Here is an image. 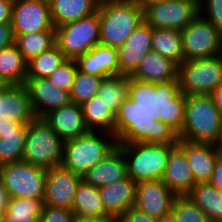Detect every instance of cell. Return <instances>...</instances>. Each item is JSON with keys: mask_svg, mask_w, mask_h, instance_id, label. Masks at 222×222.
<instances>
[{"mask_svg": "<svg viewBox=\"0 0 222 222\" xmlns=\"http://www.w3.org/2000/svg\"><path fill=\"white\" fill-rule=\"evenodd\" d=\"M71 211L74 215L111 217L103 206L98 187L81 180L73 200Z\"/></svg>", "mask_w": 222, "mask_h": 222, "instance_id": "27", "label": "cell"}, {"mask_svg": "<svg viewBox=\"0 0 222 222\" xmlns=\"http://www.w3.org/2000/svg\"><path fill=\"white\" fill-rule=\"evenodd\" d=\"M152 51L175 62L177 65L184 60L182 50V34L179 30L152 28Z\"/></svg>", "mask_w": 222, "mask_h": 222, "instance_id": "30", "label": "cell"}, {"mask_svg": "<svg viewBox=\"0 0 222 222\" xmlns=\"http://www.w3.org/2000/svg\"><path fill=\"white\" fill-rule=\"evenodd\" d=\"M11 26L14 36L55 29L48 0H13Z\"/></svg>", "mask_w": 222, "mask_h": 222, "instance_id": "13", "label": "cell"}, {"mask_svg": "<svg viewBox=\"0 0 222 222\" xmlns=\"http://www.w3.org/2000/svg\"><path fill=\"white\" fill-rule=\"evenodd\" d=\"M177 146L185 153L196 184L209 182L217 156L222 146L214 143L188 142L180 140Z\"/></svg>", "mask_w": 222, "mask_h": 222, "instance_id": "18", "label": "cell"}, {"mask_svg": "<svg viewBox=\"0 0 222 222\" xmlns=\"http://www.w3.org/2000/svg\"><path fill=\"white\" fill-rule=\"evenodd\" d=\"M86 127L92 131L114 134L115 114L97 95L81 104Z\"/></svg>", "mask_w": 222, "mask_h": 222, "instance_id": "28", "label": "cell"}, {"mask_svg": "<svg viewBox=\"0 0 222 222\" xmlns=\"http://www.w3.org/2000/svg\"><path fill=\"white\" fill-rule=\"evenodd\" d=\"M117 146L114 134L92 131L63 143L62 166L81 177Z\"/></svg>", "mask_w": 222, "mask_h": 222, "instance_id": "5", "label": "cell"}, {"mask_svg": "<svg viewBox=\"0 0 222 222\" xmlns=\"http://www.w3.org/2000/svg\"><path fill=\"white\" fill-rule=\"evenodd\" d=\"M211 99L214 101L215 106L222 115V84L214 89L210 94Z\"/></svg>", "mask_w": 222, "mask_h": 222, "instance_id": "47", "label": "cell"}, {"mask_svg": "<svg viewBox=\"0 0 222 222\" xmlns=\"http://www.w3.org/2000/svg\"><path fill=\"white\" fill-rule=\"evenodd\" d=\"M118 219L114 217H93L74 215L72 222H116Z\"/></svg>", "mask_w": 222, "mask_h": 222, "instance_id": "46", "label": "cell"}, {"mask_svg": "<svg viewBox=\"0 0 222 222\" xmlns=\"http://www.w3.org/2000/svg\"><path fill=\"white\" fill-rule=\"evenodd\" d=\"M211 222H222V193L211 183H198L188 194Z\"/></svg>", "mask_w": 222, "mask_h": 222, "instance_id": "29", "label": "cell"}, {"mask_svg": "<svg viewBox=\"0 0 222 222\" xmlns=\"http://www.w3.org/2000/svg\"><path fill=\"white\" fill-rule=\"evenodd\" d=\"M120 222H157L158 218L149 216L135 207L127 210L119 219Z\"/></svg>", "mask_w": 222, "mask_h": 222, "instance_id": "42", "label": "cell"}, {"mask_svg": "<svg viewBox=\"0 0 222 222\" xmlns=\"http://www.w3.org/2000/svg\"><path fill=\"white\" fill-rule=\"evenodd\" d=\"M175 197L162 180L143 181L136 183L134 207L149 216L161 218L171 214Z\"/></svg>", "mask_w": 222, "mask_h": 222, "instance_id": "16", "label": "cell"}, {"mask_svg": "<svg viewBox=\"0 0 222 222\" xmlns=\"http://www.w3.org/2000/svg\"><path fill=\"white\" fill-rule=\"evenodd\" d=\"M15 43V36L11 23L0 24V50Z\"/></svg>", "mask_w": 222, "mask_h": 222, "instance_id": "43", "label": "cell"}, {"mask_svg": "<svg viewBox=\"0 0 222 222\" xmlns=\"http://www.w3.org/2000/svg\"><path fill=\"white\" fill-rule=\"evenodd\" d=\"M28 123H21L14 131L0 132V166L22 161Z\"/></svg>", "mask_w": 222, "mask_h": 222, "instance_id": "32", "label": "cell"}, {"mask_svg": "<svg viewBox=\"0 0 222 222\" xmlns=\"http://www.w3.org/2000/svg\"><path fill=\"white\" fill-rule=\"evenodd\" d=\"M21 123L7 119V121H0V132L14 131Z\"/></svg>", "mask_w": 222, "mask_h": 222, "instance_id": "49", "label": "cell"}, {"mask_svg": "<svg viewBox=\"0 0 222 222\" xmlns=\"http://www.w3.org/2000/svg\"><path fill=\"white\" fill-rule=\"evenodd\" d=\"M11 84L0 75V92L5 91Z\"/></svg>", "mask_w": 222, "mask_h": 222, "instance_id": "51", "label": "cell"}, {"mask_svg": "<svg viewBox=\"0 0 222 222\" xmlns=\"http://www.w3.org/2000/svg\"><path fill=\"white\" fill-rule=\"evenodd\" d=\"M63 143L44 118H34L28 123L22 161L45 169L61 166Z\"/></svg>", "mask_w": 222, "mask_h": 222, "instance_id": "7", "label": "cell"}, {"mask_svg": "<svg viewBox=\"0 0 222 222\" xmlns=\"http://www.w3.org/2000/svg\"><path fill=\"white\" fill-rule=\"evenodd\" d=\"M78 66L76 60H67L47 77L49 82L64 91L70 92Z\"/></svg>", "mask_w": 222, "mask_h": 222, "instance_id": "39", "label": "cell"}, {"mask_svg": "<svg viewBox=\"0 0 222 222\" xmlns=\"http://www.w3.org/2000/svg\"><path fill=\"white\" fill-rule=\"evenodd\" d=\"M27 89L35 118H43L51 110L71 103L70 92L57 88L45 78L26 77Z\"/></svg>", "mask_w": 222, "mask_h": 222, "instance_id": "15", "label": "cell"}, {"mask_svg": "<svg viewBox=\"0 0 222 222\" xmlns=\"http://www.w3.org/2000/svg\"><path fill=\"white\" fill-rule=\"evenodd\" d=\"M15 44L28 62L56 45V29L15 36Z\"/></svg>", "mask_w": 222, "mask_h": 222, "instance_id": "34", "label": "cell"}, {"mask_svg": "<svg viewBox=\"0 0 222 222\" xmlns=\"http://www.w3.org/2000/svg\"><path fill=\"white\" fill-rule=\"evenodd\" d=\"M97 96L116 115L128 98V76L116 75L103 78Z\"/></svg>", "mask_w": 222, "mask_h": 222, "instance_id": "35", "label": "cell"}, {"mask_svg": "<svg viewBox=\"0 0 222 222\" xmlns=\"http://www.w3.org/2000/svg\"><path fill=\"white\" fill-rule=\"evenodd\" d=\"M47 169L25 161L0 166V181L10 198L44 199Z\"/></svg>", "mask_w": 222, "mask_h": 222, "instance_id": "10", "label": "cell"}, {"mask_svg": "<svg viewBox=\"0 0 222 222\" xmlns=\"http://www.w3.org/2000/svg\"><path fill=\"white\" fill-rule=\"evenodd\" d=\"M0 222H4L3 218H2V215H0Z\"/></svg>", "mask_w": 222, "mask_h": 222, "instance_id": "55", "label": "cell"}, {"mask_svg": "<svg viewBox=\"0 0 222 222\" xmlns=\"http://www.w3.org/2000/svg\"><path fill=\"white\" fill-rule=\"evenodd\" d=\"M178 136L188 142L222 146V115L210 95H185L184 124Z\"/></svg>", "mask_w": 222, "mask_h": 222, "instance_id": "3", "label": "cell"}, {"mask_svg": "<svg viewBox=\"0 0 222 222\" xmlns=\"http://www.w3.org/2000/svg\"><path fill=\"white\" fill-rule=\"evenodd\" d=\"M128 97L140 109L149 110L156 121H162L178 134L184 124L185 94L181 92L179 81L151 83L128 76Z\"/></svg>", "mask_w": 222, "mask_h": 222, "instance_id": "1", "label": "cell"}, {"mask_svg": "<svg viewBox=\"0 0 222 222\" xmlns=\"http://www.w3.org/2000/svg\"><path fill=\"white\" fill-rule=\"evenodd\" d=\"M193 3L198 9L205 3L206 0H186Z\"/></svg>", "mask_w": 222, "mask_h": 222, "instance_id": "53", "label": "cell"}, {"mask_svg": "<svg viewBox=\"0 0 222 222\" xmlns=\"http://www.w3.org/2000/svg\"><path fill=\"white\" fill-rule=\"evenodd\" d=\"M78 70L95 77L120 75L118 48L96 45L76 59Z\"/></svg>", "mask_w": 222, "mask_h": 222, "instance_id": "20", "label": "cell"}, {"mask_svg": "<svg viewBox=\"0 0 222 222\" xmlns=\"http://www.w3.org/2000/svg\"><path fill=\"white\" fill-rule=\"evenodd\" d=\"M209 183L222 193V152L216 158L213 174L211 175Z\"/></svg>", "mask_w": 222, "mask_h": 222, "instance_id": "44", "label": "cell"}, {"mask_svg": "<svg viewBox=\"0 0 222 222\" xmlns=\"http://www.w3.org/2000/svg\"><path fill=\"white\" fill-rule=\"evenodd\" d=\"M143 12L144 21L152 28L182 31L199 14V9L186 0H165Z\"/></svg>", "mask_w": 222, "mask_h": 222, "instance_id": "12", "label": "cell"}, {"mask_svg": "<svg viewBox=\"0 0 222 222\" xmlns=\"http://www.w3.org/2000/svg\"><path fill=\"white\" fill-rule=\"evenodd\" d=\"M219 56L222 59V35H221V43H220V52H219Z\"/></svg>", "mask_w": 222, "mask_h": 222, "instance_id": "54", "label": "cell"}, {"mask_svg": "<svg viewBox=\"0 0 222 222\" xmlns=\"http://www.w3.org/2000/svg\"><path fill=\"white\" fill-rule=\"evenodd\" d=\"M82 177L61 166L47 169L44 205L71 210Z\"/></svg>", "mask_w": 222, "mask_h": 222, "instance_id": "14", "label": "cell"}, {"mask_svg": "<svg viewBox=\"0 0 222 222\" xmlns=\"http://www.w3.org/2000/svg\"><path fill=\"white\" fill-rule=\"evenodd\" d=\"M54 27L74 22L97 12L100 0H48Z\"/></svg>", "mask_w": 222, "mask_h": 222, "instance_id": "26", "label": "cell"}, {"mask_svg": "<svg viewBox=\"0 0 222 222\" xmlns=\"http://www.w3.org/2000/svg\"><path fill=\"white\" fill-rule=\"evenodd\" d=\"M74 213L68 209L43 207L39 222H72Z\"/></svg>", "mask_w": 222, "mask_h": 222, "instance_id": "41", "label": "cell"}, {"mask_svg": "<svg viewBox=\"0 0 222 222\" xmlns=\"http://www.w3.org/2000/svg\"><path fill=\"white\" fill-rule=\"evenodd\" d=\"M44 207V199L10 198L5 213L4 222H39Z\"/></svg>", "mask_w": 222, "mask_h": 222, "instance_id": "33", "label": "cell"}, {"mask_svg": "<svg viewBox=\"0 0 222 222\" xmlns=\"http://www.w3.org/2000/svg\"><path fill=\"white\" fill-rule=\"evenodd\" d=\"M178 81L185 95H209L222 84V59L217 55L183 60L178 65Z\"/></svg>", "mask_w": 222, "mask_h": 222, "instance_id": "9", "label": "cell"}, {"mask_svg": "<svg viewBox=\"0 0 222 222\" xmlns=\"http://www.w3.org/2000/svg\"><path fill=\"white\" fill-rule=\"evenodd\" d=\"M127 164V175L136 183L162 180L170 151L177 144L117 143Z\"/></svg>", "mask_w": 222, "mask_h": 222, "instance_id": "6", "label": "cell"}, {"mask_svg": "<svg viewBox=\"0 0 222 222\" xmlns=\"http://www.w3.org/2000/svg\"><path fill=\"white\" fill-rule=\"evenodd\" d=\"M157 222H177L176 218L171 214L158 218Z\"/></svg>", "mask_w": 222, "mask_h": 222, "instance_id": "52", "label": "cell"}, {"mask_svg": "<svg viewBox=\"0 0 222 222\" xmlns=\"http://www.w3.org/2000/svg\"><path fill=\"white\" fill-rule=\"evenodd\" d=\"M127 164L121 148L117 145L101 162L89 169L82 180L94 187H103L126 178Z\"/></svg>", "mask_w": 222, "mask_h": 222, "instance_id": "22", "label": "cell"}, {"mask_svg": "<svg viewBox=\"0 0 222 222\" xmlns=\"http://www.w3.org/2000/svg\"><path fill=\"white\" fill-rule=\"evenodd\" d=\"M13 0H0V24L11 23Z\"/></svg>", "mask_w": 222, "mask_h": 222, "instance_id": "45", "label": "cell"}, {"mask_svg": "<svg viewBox=\"0 0 222 222\" xmlns=\"http://www.w3.org/2000/svg\"><path fill=\"white\" fill-rule=\"evenodd\" d=\"M129 1L136 4L139 8L144 10L146 7H148L152 4L163 2L165 0H129Z\"/></svg>", "mask_w": 222, "mask_h": 222, "instance_id": "50", "label": "cell"}, {"mask_svg": "<svg viewBox=\"0 0 222 222\" xmlns=\"http://www.w3.org/2000/svg\"><path fill=\"white\" fill-rule=\"evenodd\" d=\"M100 44L120 48L144 21L143 9L129 0H100Z\"/></svg>", "mask_w": 222, "mask_h": 222, "instance_id": "4", "label": "cell"}, {"mask_svg": "<svg viewBox=\"0 0 222 222\" xmlns=\"http://www.w3.org/2000/svg\"><path fill=\"white\" fill-rule=\"evenodd\" d=\"M68 59L57 45L32 58L27 63V76L47 78Z\"/></svg>", "mask_w": 222, "mask_h": 222, "instance_id": "36", "label": "cell"}, {"mask_svg": "<svg viewBox=\"0 0 222 222\" xmlns=\"http://www.w3.org/2000/svg\"><path fill=\"white\" fill-rule=\"evenodd\" d=\"M43 118L63 141L75 139L89 131L81 105L76 103L53 109Z\"/></svg>", "mask_w": 222, "mask_h": 222, "instance_id": "19", "label": "cell"}, {"mask_svg": "<svg viewBox=\"0 0 222 222\" xmlns=\"http://www.w3.org/2000/svg\"><path fill=\"white\" fill-rule=\"evenodd\" d=\"M105 211L119 219L127 210L134 207L136 182L130 177L99 188Z\"/></svg>", "mask_w": 222, "mask_h": 222, "instance_id": "23", "label": "cell"}, {"mask_svg": "<svg viewBox=\"0 0 222 222\" xmlns=\"http://www.w3.org/2000/svg\"><path fill=\"white\" fill-rule=\"evenodd\" d=\"M152 27L143 21L118 48L120 75L131 76L152 50Z\"/></svg>", "mask_w": 222, "mask_h": 222, "instance_id": "17", "label": "cell"}, {"mask_svg": "<svg viewBox=\"0 0 222 222\" xmlns=\"http://www.w3.org/2000/svg\"><path fill=\"white\" fill-rule=\"evenodd\" d=\"M184 60L219 55L222 33L198 14L182 31Z\"/></svg>", "mask_w": 222, "mask_h": 222, "instance_id": "11", "label": "cell"}, {"mask_svg": "<svg viewBox=\"0 0 222 222\" xmlns=\"http://www.w3.org/2000/svg\"><path fill=\"white\" fill-rule=\"evenodd\" d=\"M56 29V45L69 60H76L100 44L99 12Z\"/></svg>", "mask_w": 222, "mask_h": 222, "instance_id": "8", "label": "cell"}, {"mask_svg": "<svg viewBox=\"0 0 222 222\" xmlns=\"http://www.w3.org/2000/svg\"><path fill=\"white\" fill-rule=\"evenodd\" d=\"M171 213L177 222H211L189 195H176Z\"/></svg>", "mask_w": 222, "mask_h": 222, "instance_id": "38", "label": "cell"}, {"mask_svg": "<svg viewBox=\"0 0 222 222\" xmlns=\"http://www.w3.org/2000/svg\"><path fill=\"white\" fill-rule=\"evenodd\" d=\"M27 63L15 43L0 50V75L11 85L24 84Z\"/></svg>", "mask_w": 222, "mask_h": 222, "instance_id": "31", "label": "cell"}, {"mask_svg": "<svg viewBox=\"0 0 222 222\" xmlns=\"http://www.w3.org/2000/svg\"><path fill=\"white\" fill-rule=\"evenodd\" d=\"M9 199V194L0 181V215L5 213Z\"/></svg>", "mask_w": 222, "mask_h": 222, "instance_id": "48", "label": "cell"}, {"mask_svg": "<svg viewBox=\"0 0 222 222\" xmlns=\"http://www.w3.org/2000/svg\"><path fill=\"white\" fill-rule=\"evenodd\" d=\"M199 14L222 33V0H206Z\"/></svg>", "mask_w": 222, "mask_h": 222, "instance_id": "40", "label": "cell"}, {"mask_svg": "<svg viewBox=\"0 0 222 222\" xmlns=\"http://www.w3.org/2000/svg\"><path fill=\"white\" fill-rule=\"evenodd\" d=\"M162 181L175 195H188L196 184L188 159L177 145L169 153Z\"/></svg>", "mask_w": 222, "mask_h": 222, "instance_id": "21", "label": "cell"}, {"mask_svg": "<svg viewBox=\"0 0 222 222\" xmlns=\"http://www.w3.org/2000/svg\"><path fill=\"white\" fill-rule=\"evenodd\" d=\"M114 136L117 143L177 144L178 133L168 124L129 97L115 115Z\"/></svg>", "mask_w": 222, "mask_h": 222, "instance_id": "2", "label": "cell"}, {"mask_svg": "<svg viewBox=\"0 0 222 222\" xmlns=\"http://www.w3.org/2000/svg\"><path fill=\"white\" fill-rule=\"evenodd\" d=\"M34 118L29 94L24 85H10L0 92V121L9 119L18 123H30Z\"/></svg>", "mask_w": 222, "mask_h": 222, "instance_id": "24", "label": "cell"}, {"mask_svg": "<svg viewBox=\"0 0 222 222\" xmlns=\"http://www.w3.org/2000/svg\"><path fill=\"white\" fill-rule=\"evenodd\" d=\"M102 79L77 70L70 90L71 103L81 105L96 96Z\"/></svg>", "mask_w": 222, "mask_h": 222, "instance_id": "37", "label": "cell"}, {"mask_svg": "<svg viewBox=\"0 0 222 222\" xmlns=\"http://www.w3.org/2000/svg\"><path fill=\"white\" fill-rule=\"evenodd\" d=\"M130 77L157 84L176 81L178 80V65L151 50Z\"/></svg>", "mask_w": 222, "mask_h": 222, "instance_id": "25", "label": "cell"}]
</instances>
